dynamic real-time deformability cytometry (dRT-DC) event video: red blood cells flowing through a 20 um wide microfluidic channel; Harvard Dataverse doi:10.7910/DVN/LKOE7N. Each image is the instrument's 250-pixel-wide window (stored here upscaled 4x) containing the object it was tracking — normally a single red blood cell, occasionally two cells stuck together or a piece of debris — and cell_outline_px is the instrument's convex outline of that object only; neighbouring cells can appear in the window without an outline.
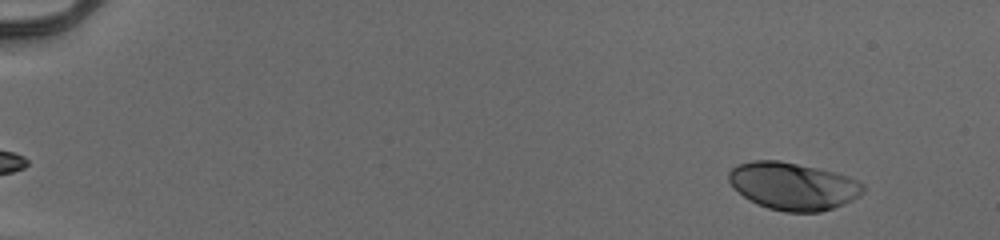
{"species": "human", "species_latin": "Homo sapiens", "temperature_condition": "cold", "stored_images_in_passage": 52, "camera_frame_rate_fps": 3000, "um_per_image_px": 0.085, "donor": {"sex": "male"}, "frame": {"image": 1, "passage_image": 3, "time_ms": 0.667, "image_size_px": [1000, 240], "cell_outline_px": [[836, 204], [828, 208], [812, 212], [796, 212], [772, 208], [760, 204], [752, 200], [740, 192], [732, 184], [732, 172], [736, 168], [744, 164], [792, 164], [804, 168]], "centroid_in_image_um": [66.4, 15.92], "position_along_channel_um": 18.6, "area_um2": 25.72}}
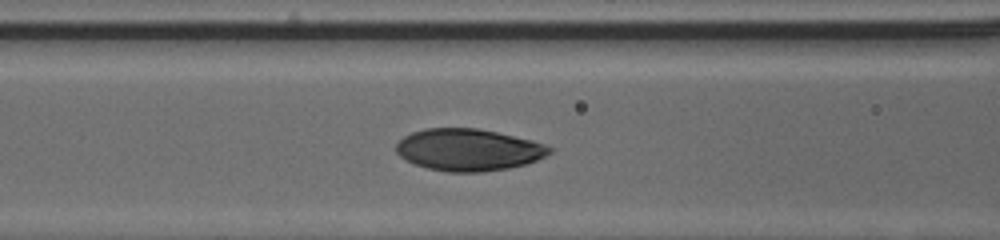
{"frame": {"image": 2, "passage_image": 23, "time_ms": 7.333, "image_size_px": [1000, 240], "cell_outline_px": [[544, 152], [540, 156], [532, 160], [520, 164], [500, 168], [436, 168], [420, 164], [404, 156], [400, 152], [400, 144], [408, 136], [416, 132], [436, 128], [468, 128], [492, 132], [524, 140], [536, 144], [544, 148]], "centroid_in_image_um": [39.74, 12.66], "position_along_channel_um": 126.9, "area_um2": 32.48}}
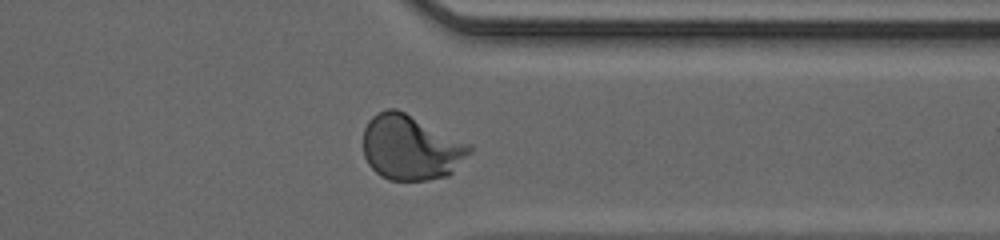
{"frame": {"image": 3, "passage_image": 42, "time_ms": 13.667, "image_size_px": [1000, 240], "cell_outline_px": [[448, 172], [440, 176], [420, 180], [392, 180], [384, 176], [368, 160], [364, 152], [364, 132], [368, 124], [380, 112], [404, 112], [448, 156]], "centroid_in_image_um": [34.23, 12.65], "position_along_channel_um": 377.2, "area_um2": 30.46}, "authors_computed_cell_mechanics": {"area_um2": 31.0675, "velocity_mm_per_s": 3.9486, "shape_relaxation_time_tau1_ms": 3.851, "shape_relaxation_time_tau2_ms": null, "deformation_change_tau1": 0.185, "deformation_change_tau2": null}}